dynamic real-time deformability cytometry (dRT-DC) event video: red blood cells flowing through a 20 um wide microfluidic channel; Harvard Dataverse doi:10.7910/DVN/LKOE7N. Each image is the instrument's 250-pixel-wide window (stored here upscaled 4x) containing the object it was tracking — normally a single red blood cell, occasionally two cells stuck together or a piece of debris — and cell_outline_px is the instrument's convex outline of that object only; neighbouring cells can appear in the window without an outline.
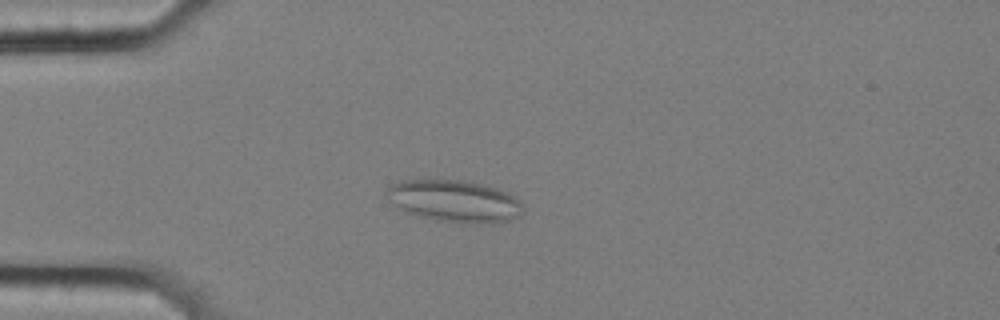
{"species": "common noctule bat (a hibernating species)", "species_latin": "Nyctalus noctula", "temperature_condition": "cold", "stored_images_in_passage": 54, "segment_of_instrument_passage": [1, 2], "camera_frame_rate_fps": 3000, "um_per_image_px": 0.085, "animal": {"sex": "female", "body_mass_g": 25.1}, "frame": {"image": 1, "passage_image": 12, "time_ms": 3.667, "image_size_px": [1000, 320], "cell_outline_px": [[524, 212], [520, 216], [508, 220], [480, 224], [476, 224], [432, 220], [416, 216], [404, 212], [388, 200], [384, 196], [384, 192], [392, 184], [400, 180], [464, 180], [484, 184], [508, 192], [520, 200], [524, 208]], "centroid_in_image_um": [38.61, 17.09], "position_along_channel_um": 46.4, "area_um2": 33.93}}